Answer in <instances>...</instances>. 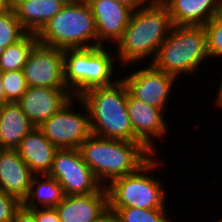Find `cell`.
<instances>
[{
    "label": "cell",
    "instance_id": "obj_1",
    "mask_svg": "<svg viewBox=\"0 0 222 222\" xmlns=\"http://www.w3.org/2000/svg\"><path fill=\"white\" fill-rule=\"evenodd\" d=\"M172 27L168 9L159 0H150L144 7L133 11L129 24L116 43L117 61L129 67L151 56L152 62Z\"/></svg>",
    "mask_w": 222,
    "mask_h": 222
},
{
    "label": "cell",
    "instance_id": "obj_2",
    "mask_svg": "<svg viewBox=\"0 0 222 222\" xmlns=\"http://www.w3.org/2000/svg\"><path fill=\"white\" fill-rule=\"evenodd\" d=\"M78 149L104 187L116 178L137 171L154 155L141 142L106 139L92 134Z\"/></svg>",
    "mask_w": 222,
    "mask_h": 222
},
{
    "label": "cell",
    "instance_id": "obj_3",
    "mask_svg": "<svg viewBox=\"0 0 222 222\" xmlns=\"http://www.w3.org/2000/svg\"><path fill=\"white\" fill-rule=\"evenodd\" d=\"M79 98L89 112L92 135L134 142V132L127 110V85L115 84L86 90Z\"/></svg>",
    "mask_w": 222,
    "mask_h": 222
},
{
    "label": "cell",
    "instance_id": "obj_4",
    "mask_svg": "<svg viewBox=\"0 0 222 222\" xmlns=\"http://www.w3.org/2000/svg\"><path fill=\"white\" fill-rule=\"evenodd\" d=\"M208 58L204 26L173 25L151 63L157 69L179 78L183 73L197 71Z\"/></svg>",
    "mask_w": 222,
    "mask_h": 222
},
{
    "label": "cell",
    "instance_id": "obj_5",
    "mask_svg": "<svg viewBox=\"0 0 222 222\" xmlns=\"http://www.w3.org/2000/svg\"><path fill=\"white\" fill-rule=\"evenodd\" d=\"M37 38L39 43L61 50L96 47L95 20L86 1L64 5L37 33Z\"/></svg>",
    "mask_w": 222,
    "mask_h": 222
},
{
    "label": "cell",
    "instance_id": "obj_6",
    "mask_svg": "<svg viewBox=\"0 0 222 222\" xmlns=\"http://www.w3.org/2000/svg\"><path fill=\"white\" fill-rule=\"evenodd\" d=\"M156 158L154 154L137 171L116 178L106 185L109 208L165 209L166 190L160 178L151 177L150 174L162 164V160Z\"/></svg>",
    "mask_w": 222,
    "mask_h": 222
},
{
    "label": "cell",
    "instance_id": "obj_7",
    "mask_svg": "<svg viewBox=\"0 0 222 222\" xmlns=\"http://www.w3.org/2000/svg\"><path fill=\"white\" fill-rule=\"evenodd\" d=\"M110 54L105 46L63 50L64 83L73 97H79L88 89L113 85L118 81L112 80L115 75L113 62L117 56Z\"/></svg>",
    "mask_w": 222,
    "mask_h": 222
},
{
    "label": "cell",
    "instance_id": "obj_8",
    "mask_svg": "<svg viewBox=\"0 0 222 222\" xmlns=\"http://www.w3.org/2000/svg\"><path fill=\"white\" fill-rule=\"evenodd\" d=\"M76 101L81 102L80 104L85 108L83 109L85 114L72 108ZM38 128L57 149H78L92 134L87 106L79 97L71 98Z\"/></svg>",
    "mask_w": 222,
    "mask_h": 222
},
{
    "label": "cell",
    "instance_id": "obj_9",
    "mask_svg": "<svg viewBox=\"0 0 222 222\" xmlns=\"http://www.w3.org/2000/svg\"><path fill=\"white\" fill-rule=\"evenodd\" d=\"M48 175L59 182L65 195L92 194L103 187L83 161L79 149H58Z\"/></svg>",
    "mask_w": 222,
    "mask_h": 222
},
{
    "label": "cell",
    "instance_id": "obj_10",
    "mask_svg": "<svg viewBox=\"0 0 222 222\" xmlns=\"http://www.w3.org/2000/svg\"><path fill=\"white\" fill-rule=\"evenodd\" d=\"M28 87L67 88L63 50L37 42L24 65Z\"/></svg>",
    "mask_w": 222,
    "mask_h": 222
},
{
    "label": "cell",
    "instance_id": "obj_11",
    "mask_svg": "<svg viewBox=\"0 0 222 222\" xmlns=\"http://www.w3.org/2000/svg\"><path fill=\"white\" fill-rule=\"evenodd\" d=\"M149 66L133 71L122 80L126 83L128 91L149 106L161 109L168 103L171 89L175 84L174 76L157 69L152 63Z\"/></svg>",
    "mask_w": 222,
    "mask_h": 222
},
{
    "label": "cell",
    "instance_id": "obj_12",
    "mask_svg": "<svg viewBox=\"0 0 222 222\" xmlns=\"http://www.w3.org/2000/svg\"><path fill=\"white\" fill-rule=\"evenodd\" d=\"M127 110L134 132V142H141L151 153L156 154L153 138H163L168 124L164 112L136 99L127 88Z\"/></svg>",
    "mask_w": 222,
    "mask_h": 222
},
{
    "label": "cell",
    "instance_id": "obj_13",
    "mask_svg": "<svg viewBox=\"0 0 222 222\" xmlns=\"http://www.w3.org/2000/svg\"><path fill=\"white\" fill-rule=\"evenodd\" d=\"M95 20L97 46L106 41L115 44L121 39L129 24L133 10L115 0H86Z\"/></svg>",
    "mask_w": 222,
    "mask_h": 222
},
{
    "label": "cell",
    "instance_id": "obj_14",
    "mask_svg": "<svg viewBox=\"0 0 222 222\" xmlns=\"http://www.w3.org/2000/svg\"><path fill=\"white\" fill-rule=\"evenodd\" d=\"M73 98L67 88L28 87L16 102L35 127L58 112Z\"/></svg>",
    "mask_w": 222,
    "mask_h": 222
},
{
    "label": "cell",
    "instance_id": "obj_15",
    "mask_svg": "<svg viewBox=\"0 0 222 222\" xmlns=\"http://www.w3.org/2000/svg\"><path fill=\"white\" fill-rule=\"evenodd\" d=\"M16 149H0V190L21 202L26 198L33 177Z\"/></svg>",
    "mask_w": 222,
    "mask_h": 222
},
{
    "label": "cell",
    "instance_id": "obj_16",
    "mask_svg": "<svg viewBox=\"0 0 222 222\" xmlns=\"http://www.w3.org/2000/svg\"><path fill=\"white\" fill-rule=\"evenodd\" d=\"M108 208V193L103 186L86 195H65L55 209L61 222H93Z\"/></svg>",
    "mask_w": 222,
    "mask_h": 222
},
{
    "label": "cell",
    "instance_id": "obj_17",
    "mask_svg": "<svg viewBox=\"0 0 222 222\" xmlns=\"http://www.w3.org/2000/svg\"><path fill=\"white\" fill-rule=\"evenodd\" d=\"M169 11L173 25L205 26L222 12V0H159Z\"/></svg>",
    "mask_w": 222,
    "mask_h": 222
},
{
    "label": "cell",
    "instance_id": "obj_18",
    "mask_svg": "<svg viewBox=\"0 0 222 222\" xmlns=\"http://www.w3.org/2000/svg\"><path fill=\"white\" fill-rule=\"evenodd\" d=\"M16 150L34 175H43L50 172L54 154L58 149L38 127H34Z\"/></svg>",
    "mask_w": 222,
    "mask_h": 222
},
{
    "label": "cell",
    "instance_id": "obj_19",
    "mask_svg": "<svg viewBox=\"0 0 222 222\" xmlns=\"http://www.w3.org/2000/svg\"><path fill=\"white\" fill-rule=\"evenodd\" d=\"M64 6L60 0H10L21 26L28 33H38Z\"/></svg>",
    "mask_w": 222,
    "mask_h": 222
},
{
    "label": "cell",
    "instance_id": "obj_20",
    "mask_svg": "<svg viewBox=\"0 0 222 222\" xmlns=\"http://www.w3.org/2000/svg\"><path fill=\"white\" fill-rule=\"evenodd\" d=\"M16 102L0 106V149H16L34 128Z\"/></svg>",
    "mask_w": 222,
    "mask_h": 222
},
{
    "label": "cell",
    "instance_id": "obj_21",
    "mask_svg": "<svg viewBox=\"0 0 222 222\" xmlns=\"http://www.w3.org/2000/svg\"><path fill=\"white\" fill-rule=\"evenodd\" d=\"M40 176L43 181L39 180ZM64 197L63 188L55 178L48 174L33 175L29 192L22 205L28 209L55 208Z\"/></svg>",
    "mask_w": 222,
    "mask_h": 222
},
{
    "label": "cell",
    "instance_id": "obj_22",
    "mask_svg": "<svg viewBox=\"0 0 222 222\" xmlns=\"http://www.w3.org/2000/svg\"><path fill=\"white\" fill-rule=\"evenodd\" d=\"M38 42L36 33H27L17 43L0 51V70L2 72L23 70L28 55Z\"/></svg>",
    "mask_w": 222,
    "mask_h": 222
},
{
    "label": "cell",
    "instance_id": "obj_23",
    "mask_svg": "<svg viewBox=\"0 0 222 222\" xmlns=\"http://www.w3.org/2000/svg\"><path fill=\"white\" fill-rule=\"evenodd\" d=\"M27 33L10 6L0 14V51L17 43Z\"/></svg>",
    "mask_w": 222,
    "mask_h": 222
},
{
    "label": "cell",
    "instance_id": "obj_24",
    "mask_svg": "<svg viewBox=\"0 0 222 222\" xmlns=\"http://www.w3.org/2000/svg\"><path fill=\"white\" fill-rule=\"evenodd\" d=\"M119 222H172L165 209H139L132 207L110 208Z\"/></svg>",
    "mask_w": 222,
    "mask_h": 222
},
{
    "label": "cell",
    "instance_id": "obj_25",
    "mask_svg": "<svg viewBox=\"0 0 222 222\" xmlns=\"http://www.w3.org/2000/svg\"><path fill=\"white\" fill-rule=\"evenodd\" d=\"M2 83L5 90L6 103L17 102L28 89L23 70L2 72Z\"/></svg>",
    "mask_w": 222,
    "mask_h": 222
},
{
    "label": "cell",
    "instance_id": "obj_26",
    "mask_svg": "<svg viewBox=\"0 0 222 222\" xmlns=\"http://www.w3.org/2000/svg\"><path fill=\"white\" fill-rule=\"evenodd\" d=\"M207 51L210 58L222 56V12L214 16L205 26Z\"/></svg>",
    "mask_w": 222,
    "mask_h": 222
},
{
    "label": "cell",
    "instance_id": "obj_27",
    "mask_svg": "<svg viewBox=\"0 0 222 222\" xmlns=\"http://www.w3.org/2000/svg\"><path fill=\"white\" fill-rule=\"evenodd\" d=\"M22 202L0 190V222H12Z\"/></svg>",
    "mask_w": 222,
    "mask_h": 222
},
{
    "label": "cell",
    "instance_id": "obj_28",
    "mask_svg": "<svg viewBox=\"0 0 222 222\" xmlns=\"http://www.w3.org/2000/svg\"><path fill=\"white\" fill-rule=\"evenodd\" d=\"M35 213L36 222H61L55 208L31 209Z\"/></svg>",
    "mask_w": 222,
    "mask_h": 222
},
{
    "label": "cell",
    "instance_id": "obj_29",
    "mask_svg": "<svg viewBox=\"0 0 222 222\" xmlns=\"http://www.w3.org/2000/svg\"><path fill=\"white\" fill-rule=\"evenodd\" d=\"M12 222H36L35 213L21 205L16 211Z\"/></svg>",
    "mask_w": 222,
    "mask_h": 222
},
{
    "label": "cell",
    "instance_id": "obj_30",
    "mask_svg": "<svg viewBox=\"0 0 222 222\" xmlns=\"http://www.w3.org/2000/svg\"><path fill=\"white\" fill-rule=\"evenodd\" d=\"M93 222H119V221L115 211L108 207Z\"/></svg>",
    "mask_w": 222,
    "mask_h": 222
},
{
    "label": "cell",
    "instance_id": "obj_31",
    "mask_svg": "<svg viewBox=\"0 0 222 222\" xmlns=\"http://www.w3.org/2000/svg\"><path fill=\"white\" fill-rule=\"evenodd\" d=\"M118 3H121L129 8H131L133 11L144 7L150 0H115Z\"/></svg>",
    "mask_w": 222,
    "mask_h": 222
},
{
    "label": "cell",
    "instance_id": "obj_32",
    "mask_svg": "<svg viewBox=\"0 0 222 222\" xmlns=\"http://www.w3.org/2000/svg\"><path fill=\"white\" fill-rule=\"evenodd\" d=\"M6 103L5 90L2 83V71L0 70V106Z\"/></svg>",
    "mask_w": 222,
    "mask_h": 222
},
{
    "label": "cell",
    "instance_id": "obj_33",
    "mask_svg": "<svg viewBox=\"0 0 222 222\" xmlns=\"http://www.w3.org/2000/svg\"><path fill=\"white\" fill-rule=\"evenodd\" d=\"M218 94H217V97L215 99V105L219 106V107H222V79H221V84L219 85V88H218Z\"/></svg>",
    "mask_w": 222,
    "mask_h": 222
},
{
    "label": "cell",
    "instance_id": "obj_34",
    "mask_svg": "<svg viewBox=\"0 0 222 222\" xmlns=\"http://www.w3.org/2000/svg\"><path fill=\"white\" fill-rule=\"evenodd\" d=\"M10 6V1H0V14Z\"/></svg>",
    "mask_w": 222,
    "mask_h": 222
},
{
    "label": "cell",
    "instance_id": "obj_35",
    "mask_svg": "<svg viewBox=\"0 0 222 222\" xmlns=\"http://www.w3.org/2000/svg\"><path fill=\"white\" fill-rule=\"evenodd\" d=\"M64 5H69V4H79L82 2H85L86 0H60Z\"/></svg>",
    "mask_w": 222,
    "mask_h": 222
}]
</instances>
